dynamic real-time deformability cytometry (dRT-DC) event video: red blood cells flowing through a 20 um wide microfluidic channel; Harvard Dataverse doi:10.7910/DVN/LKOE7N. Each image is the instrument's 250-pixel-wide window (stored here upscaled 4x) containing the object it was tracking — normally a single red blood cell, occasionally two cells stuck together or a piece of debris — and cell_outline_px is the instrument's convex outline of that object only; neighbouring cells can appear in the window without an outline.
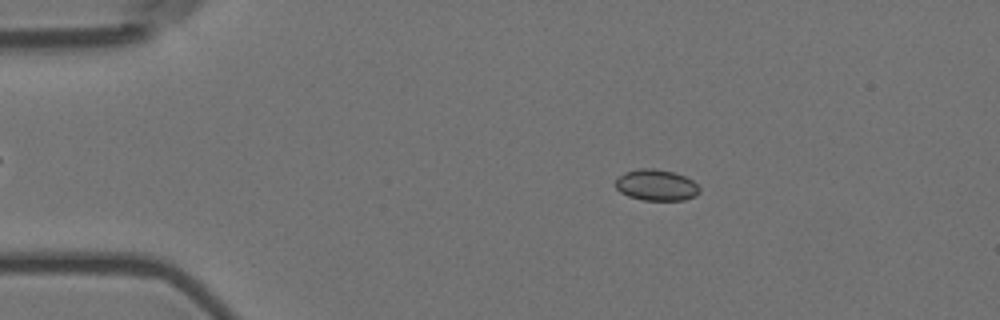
{"species": "Egyptian fruit bat (a non-hibernating species)", "species_latin": "Rousettus aegyptiacus", "temperature_condition": "room temperature", "stored_images_in_passage": 56, "camera_frame_rate_fps": 3000, "um_per_image_px": 0.085, "animal": {"sex": "female"}, "frame": {"image": 1, "passage_image": 10, "time_ms": 3.0, "image_size_px": [1000, 320], "cell_outline_px": [[700, 192], [696, 196], [684, 200], [644, 200], [628, 196], [620, 192], [616, 188], [616, 180], [624, 172], [640, 168], [652, 168], [676, 172], [692, 180], [700, 188]], "centroid_in_image_um": [55.8, 15.73], "position_along_channel_um": 29.2, "area_um2": 15.32}}
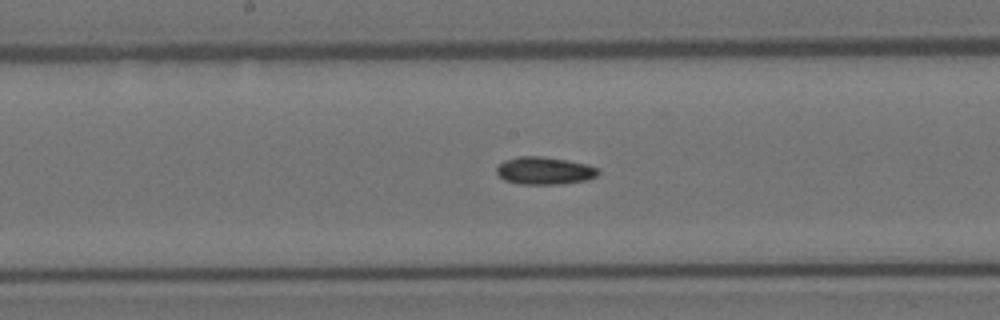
{"frame": {"image": 2, "passage_image": 29, "time_ms": 9.333, "image_size_px": [1000, 320], "cell_outline_px": [[600, 172], [596, 176], [584, 180], [560, 184], [520, 184], [504, 180], [496, 172], [496, 168], [504, 160], [516, 156], [540, 156], [568, 160], [588, 164], [600, 168]], "centroid_in_image_um": [46.28, 14.5], "position_along_channel_um": 201.9, "area_um2": 16.42}}
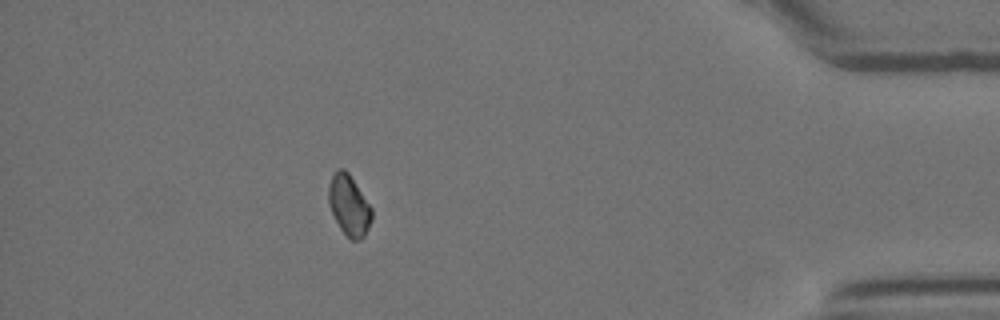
{"frame": {"image": 3, "passage_image": 50, "time_ms": 16.333, "image_size_px": [1000, 320], "cell_outline_px": [[372, 220], [364, 236], [360, 240], [352, 240], [340, 228], [328, 204], [328, 184], [336, 168], [344, 168], [348, 172], [372, 208]], "centroid_in_image_um": [29.66, 17.43], "position_along_channel_um": 405.5, "area_um2": 15.2}, "authors_computed_cell_mechanics": {"area_um2": 15.7216, "velocity_mm_per_s": 3.5955, "shape_relaxation_time_tau1_ms": null, "shape_relaxation_time_tau2_ms": 6.3532, "deformation_change_tau1": null, "deformation_change_tau2": 0.1123}}